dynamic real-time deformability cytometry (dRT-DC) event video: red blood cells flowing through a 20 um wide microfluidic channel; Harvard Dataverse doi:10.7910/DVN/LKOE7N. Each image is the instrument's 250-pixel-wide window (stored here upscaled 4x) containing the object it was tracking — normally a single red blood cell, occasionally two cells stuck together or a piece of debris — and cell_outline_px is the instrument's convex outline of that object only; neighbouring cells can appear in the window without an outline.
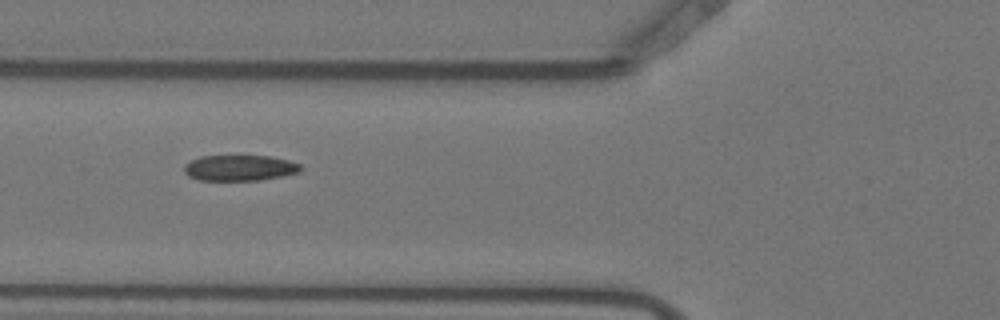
{"species": "Egyptian fruit bat (a non-hibernating species)", "species_latin": "Rousettus aegyptiacus", "temperature_condition": "warm", "stored_images_in_passage": 15, "camera_frame_rate_fps": 3000, "um_per_image_px": 0.085, "animal": {"sex": "female"}, "frame": {"image": 1, "passage_image": 6, "time_ms": 1.667, "image_size_px": [1000, 320], "cell_outline_px": [[304, 168], [300, 172], [260, 180], [200, 180], [188, 176], [184, 172], [184, 164], [200, 156], [268, 156], [288, 160], [300, 164]], "centroid_in_image_um": [20.37, 14.27], "position_along_channel_um": 105.4, "area_um2": 17.46}}
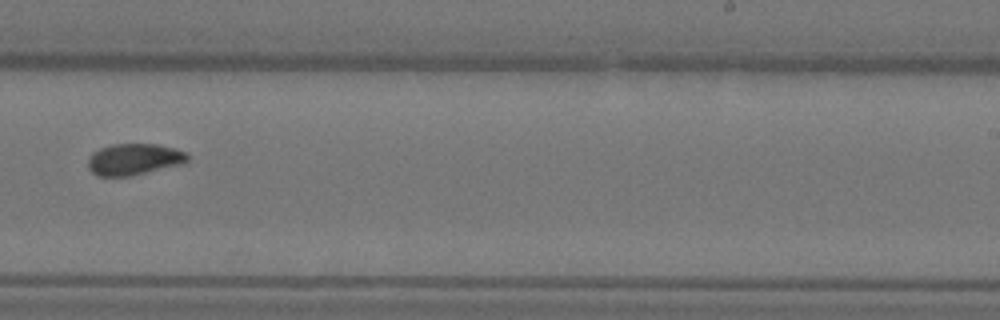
{"frame": {"image": 2, "passage_image": 10, "time_ms": 3.0, "image_size_px": [1000, 320], "cell_outline_px": [[188, 160], [180, 164], [132, 176], [96, 176], [88, 168], [88, 156], [92, 152], [100, 148], [112, 144], [160, 144], [188, 152]], "centroid_in_image_um": [11.37, 13.53], "position_along_channel_um": 277.6, "area_um2": 18.38}}
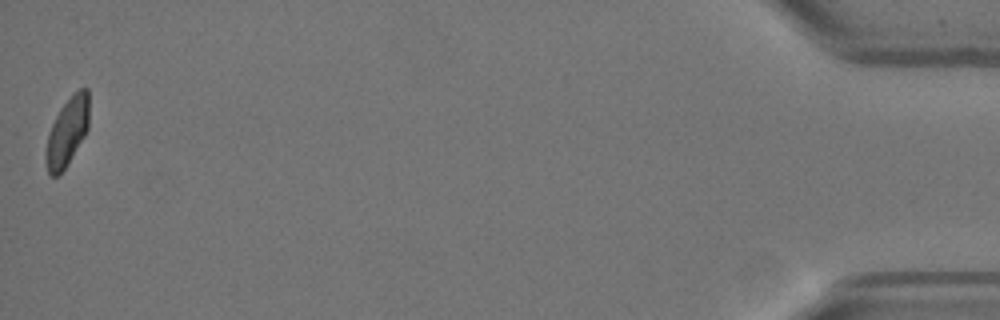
{"frame": {"image": 3, "passage_image": 15, "time_ms": 4.667, "image_size_px": [1000, 320], "cell_outline_px": [[88, 128], [84, 136], [68, 164], [56, 176], [52, 176], [48, 172], [48, 136], [52, 124], [60, 108], [72, 92], [80, 88], [88, 88]], "centroid_in_image_um": [5.76, 11.11], "position_along_channel_um": 429.4, "area_um2": 16.59}}